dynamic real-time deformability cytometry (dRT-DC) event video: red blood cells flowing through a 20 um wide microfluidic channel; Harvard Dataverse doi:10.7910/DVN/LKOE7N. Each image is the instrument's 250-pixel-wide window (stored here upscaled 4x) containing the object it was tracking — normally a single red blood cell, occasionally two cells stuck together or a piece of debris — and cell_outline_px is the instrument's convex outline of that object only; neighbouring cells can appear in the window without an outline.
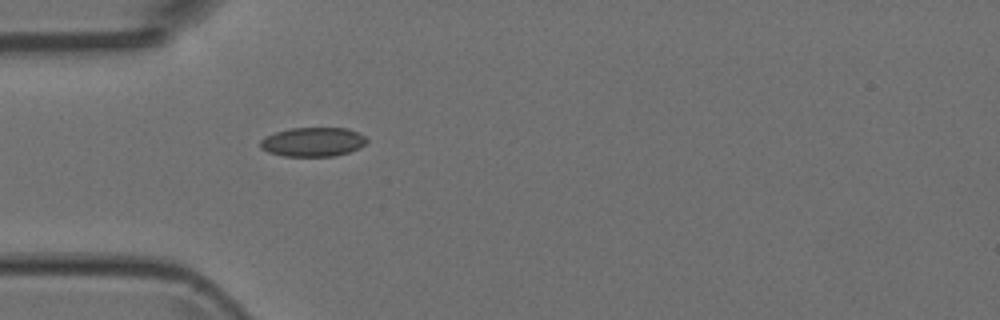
{"species": "Egyptian fruit bat (a non-hibernating species)", "species_latin": "Rousettus aegyptiacus", "temperature_condition": "room temperature", "stored_images_in_passage": 26, "camera_frame_rate_fps": 3000, "um_per_image_px": 0.085, "animal": {"sex": "female"}, "frame": {"image": 1, "passage_image": 1, "time_ms": 0.0, "image_size_px": [1000, 320], "cell_outline_px": [[368, 140], [360, 148], [348, 152], [332, 156], [284, 156], [268, 152], [260, 148], [260, 140], [276, 132], [292, 128], [348, 128], [364, 136]], "centroid_in_image_um": [26.59, 12.07], "position_along_channel_um": 58.4, "area_um2": 17.92}}
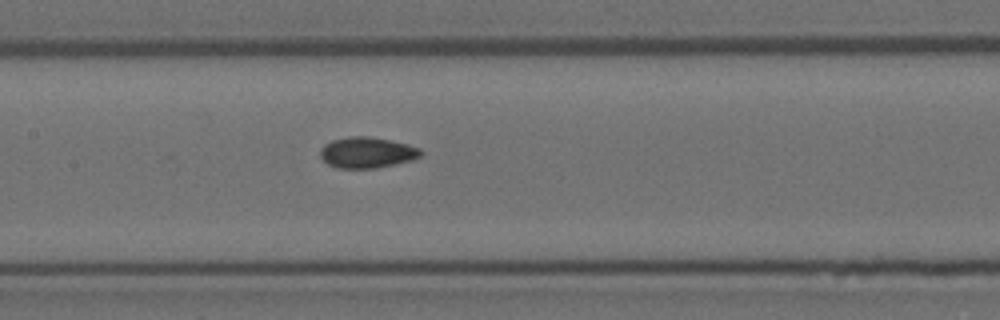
{"frame": {"image": 2, "passage_image": 10, "time_ms": 3.0, "image_size_px": [1000, 320], "cell_outline_px": [[424, 152], [420, 156], [412, 160], [376, 168], [336, 168], [328, 164], [320, 156], [320, 148], [324, 144], [332, 140], [348, 136], [368, 136], [408, 144], [420, 148]], "centroid_in_image_um": [31.18, 12.96], "position_along_channel_um": 176.2, "area_um2": 18.15}}
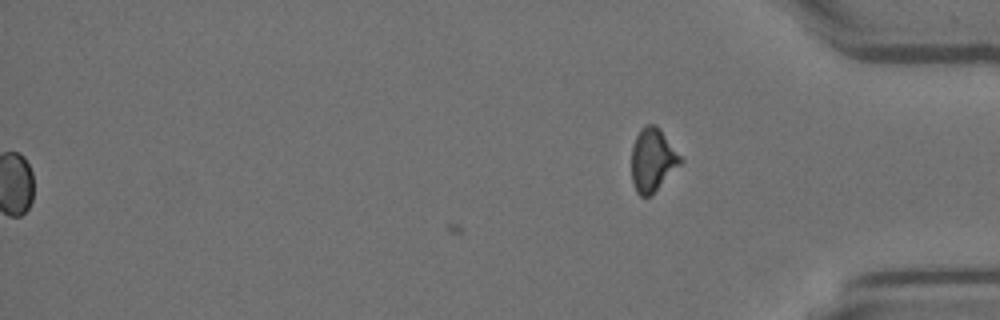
{"frame": {"image": 3, "passage_image": 26, "time_ms": 8.333, "image_size_px": [1000, 320], "cell_outline_px": [[684, 160], [648, 196], [640, 196], [636, 192], [632, 184], [632, 144], [640, 128], [648, 124], [656, 124], [660, 128]], "centroid_in_image_um": [55.45, 13.54], "position_along_channel_um": 379.8, "area_um2": 17.74}}